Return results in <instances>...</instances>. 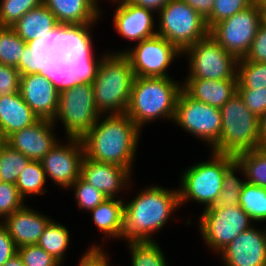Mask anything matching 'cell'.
I'll use <instances>...</instances> for the list:
<instances>
[{
  "instance_id": "6da1fadb",
  "label": "cell",
  "mask_w": 266,
  "mask_h": 266,
  "mask_svg": "<svg viewBox=\"0 0 266 266\" xmlns=\"http://www.w3.org/2000/svg\"><path fill=\"white\" fill-rule=\"evenodd\" d=\"M103 54L96 58L93 43L79 44L75 63L92 81L98 112L101 115L124 114L135 77L133 69L123 53Z\"/></svg>"
},
{
  "instance_id": "7a4b0ae2",
  "label": "cell",
  "mask_w": 266,
  "mask_h": 266,
  "mask_svg": "<svg viewBox=\"0 0 266 266\" xmlns=\"http://www.w3.org/2000/svg\"><path fill=\"white\" fill-rule=\"evenodd\" d=\"M140 135L141 130L125 113L100 115L94 126L81 138L84 155L96 162L127 168L133 173Z\"/></svg>"
},
{
  "instance_id": "3957f363",
  "label": "cell",
  "mask_w": 266,
  "mask_h": 266,
  "mask_svg": "<svg viewBox=\"0 0 266 266\" xmlns=\"http://www.w3.org/2000/svg\"><path fill=\"white\" fill-rule=\"evenodd\" d=\"M180 206L179 190L146 187L124 203L123 238L127 242L156 241L152 236L166 226Z\"/></svg>"
},
{
  "instance_id": "277c9868",
  "label": "cell",
  "mask_w": 266,
  "mask_h": 266,
  "mask_svg": "<svg viewBox=\"0 0 266 266\" xmlns=\"http://www.w3.org/2000/svg\"><path fill=\"white\" fill-rule=\"evenodd\" d=\"M90 77L74 63L60 85L58 109L52 122H62L66 138L81 139L100 117ZM58 119V120H57Z\"/></svg>"
},
{
  "instance_id": "5b68a950",
  "label": "cell",
  "mask_w": 266,
  "mask_h": 266,
  "mask_svg": "<svg viewBox=\"0 0 266 266\" xmlns=\"http://www.w3.org/2000/svg\"><path fill=\"white\" fill-rule=\"evenodd\" d=\"M75 58H42L21 71L19 93L40 119L53 120L58 109L59 89Z\"/></svg>"
},
{
  "instance_id": "8992f818",
  "label": "cell",
  "mask_w": 266,
  "mask_h": 266,
  "mask_svg": "<svg viewBox=\"0 0 266 266\" xmlns=\"http://www.w3.org/2000/svg\"><path fill=\"white\" fill-rule=\"evenodd\" d=\"M181 90L182 81L179 83L171 77H134L125 114L141 131L145 124L156 119L173 121Z\"/></svg>"
},
{
  "instance_id": "52a82bcc",
  "label": "cell",
  "mask_w": 266,
  "mask_h": 266,
  "mask_svg": "<svg viewBox=\"0 0 266 266\" xmlns=\"http://www.w3.org/2000/svg\"><path fill=\"white\" fill-rule=\"evenodd\" d=\"M12 28L43 58H74L79 47L43 3L25 13Z\"/></svg>"
},
{
  "instance_id": "ba28073f",
  "label": "cell",
  "mask_w": 266,
  "mask_h": 266,
  "mask_svg": "<svg viewBox=\"0 0 266 266\" xmlns=\"http://www.w3.org/2000/svg\"><path fill=\"white\" fill-rule=\"evenodd\" d=\"M210 153V160L190 165L179 176L180 206L193 201L204 205L206 209L217 201L225 171L235 161V156L211 151Z\"/></svg>"
},
{
  "instance_id": "9c48e42d",
  "label": "cell",
  "mask_w": 266,
  "mask_h": 266,
  "mask_svg": "<svg viewBox=\"0 0 266 266\" xmlns=\"http://www.w3.org/2000/svg\"><path fill=\"white\" fill-rule=\"evenodd\" d=\"M222 129L212 152L236 156L259 147V118L237 92L221 108Z\"/></svg>"
},
{
  "instance_id": "30bf717a",
  "label": "cell",
  "mask_w": 266,
  "mask_h": 266,
  "mask_svg": "<svg viewBox=\"0 0 266 266\" xmlns=\"http://www.w3.org/2000/svg\"><path fill=\"white\" fill-rule=\"evenodd\" d=\"M158 13L157 35L181 52L209 34L205 19L183 0H171Z\"/></svg>"
},
{
  "instance_id": "8fae6325",
  "label": "cell",
  "mask_w": 266,
  "mask_h": 266,
  "mask_svg": "<svg viewBox=\"0 0 266 266\" xmlns=\"http://www.w3.org/2000/svg\"><path fill=\"white\" fill-rule=\"evenodd\" d=\"M184 54L189 62L184 79L238 80V59L210 34L183 50Z\"/></svg>"
},
{
  "instance_id": "7c38bea8",
  "label": "cell",
  "mask_w": 266,
  "mask_h": 266,
  "mask_svg": "<svg viewBox=\"0 0 266 266\" xmlns=\"http://www.w3.org/2000/svg\"><path fill=\"white\" fill-rule=\"evenodd\" d=\"M198 219L199 233L205 245L215 254H219L241 232L254 225L239 205L225 208L208 207L203 209Z\"/></svg>"
},
{
  "instance_id": "4fadbf2b",
  "label": "cell",
  "mask_w": 266,
  "mask_h": 266,
  "mask_svg": "<svg viewBox=\"0 0 266 266\" xmlns=\"http://www.w3.org/2000/svg\"><path fill=\"white\" fill-rule=\"evenodd\" d=\"M261 24V9L255 0L249 7L216 23L209 34L237 59L244 58Z\"/></svg>"
},
{
  "instance_id": "5bb4252c",
  "label": "cell",
  "mask_w": 266,
  "mask_h": 266,
  "mask_svg": "<svg viewBox=\"0 0 266 266\" xmlns=\"http://www.w3.org/2000/svg\"><path fill=\"white\" fill-rule=\"evenodd\" d=\"M174 124L209 145L211 149L221 135V110L194 100L183 89L178 95ZM199 137V138H198Z\"/></svg>"
},
{
  "instance_id": "9a60e30c",
  "label": "cell",
  "mask_w": 266,
  "mask_h": 266,
  "mask_svg": "<svg viewBox=\"0 0 266 266\" xmlns=\"http://www.w3.org/2000/svg\"><path fill=\"white\" fill-rule=\"evenodd\" d=\"M131 48L110 53H123L130 61L135 77L169 78L168 68L182 52L165 38L156 35Z\"/></svg>"
},
{
  "instance_id": "2e32d148",
  "label": "cell",
  "mask_w": 266,
  "mask_h": 266,
  "mask_svg": "<svg viewBox=\"0 0 266 266\" xmlns=\"http://www.w3.org/2000/svg\"><path fill=\"white\" fill-rule=\"evenodd\" d=\"M43 4L78 44L93 43L91 29L103 12L90 0H43Z\"/></svg>"
},
{
  "instance_id": "e0dca14e",
  "label": "cell",
  "mask_w": 266,
  "mask_h": 266,
  "mask_svg": "<svg viewBox=\"0 0 266 266\" xmlns=\"http://www.w3.org/2000/svg\"><path fill=\"white\" fill-rule=\"evenodd\" d=\"M68 141L56 145L40 160L46 179L56 186L68 190L80 177L81 161L84 156L82 139L66 138Z\"/></svg>"
},
{
  "instance_id": "ac0fdd59",
  "label": "cell",
  "mask_w": 266,
  "mask_h": 266,
  "mask_svg": "<svg viewBox=\"0 0 266 266\" xmlns=\"http://www.w3.org/2000/svg\"><path fill=\"white\" fill-rule=\"evenodd\" d=\"M218 255L224 266H266V227L251 226Z\"/></svg>"
},
{
  "instance_id": "d6986e66",
  "label": "cell",
  "mask_w": 266,
  "mask_h": 266,
  "mask_svg": "<svg viewBox=\"0 0 266 266\" xmlns=\"http://www.w3.org/2000/svg\"><path fill=\"white\" fill-rule=\"evenodd\" d=\"M111 3L118 4L113 15V26L122 38L138 43L157 35L154 11L127 0H113Z\"/></svg>"
},
{
  "instance_id": "ffe728a7",
  "label": "cell",
  "mask_w": 266,
  "mask_h": 266,
  "mask_svg": "<svg viewBox=\"0 0 266 266\" xmlns=\"http://www.w3.org/2000/svg\"><path fill=\"white\" fill-rule=\"evenodd\" d=\"M127 168L116 164L96 162L85 155L81 161L80 177L91 186L101 191L107 198H120L118 193L131 188L132 177ZM131 181V182H130Z\"/></svg>"
},
{
  "instance_id": "44dd1931",
  "label": "cell",
  "mask_w": 266,
  "mask_h": 266,
  "mask_svg": "<svg viewBox=\"0 0 266 266\" xmlns=\"http://www.w3.org/2000/svg\"><path fill=\"white\" fill-rule=\"evenodd\" d=\"M52 120L39 119L33 125L14 132L6 143L31 160H41L59 142Z\"/></svg>"
},
{
  "instance_id": "7402d4cb",
  "label": "cell",
  "mask_w": 266,
  "mask_h": 266,
  "mask_svg": "<svg viewBox=\"0 0 266 266\" xmlns=\"http://www.w3.org/2000/svg\"><path fill=\"white\" fill-rule=\"evenodd\" d=\"M52 219L35 211L29 205L7 216L1 223L7 228L10 237L19 248L39 242L46 226Z\"/></svg>"
},
{
  "instance_id": "603a6c76",
  "label": "cell",
  "mask_w": 266,
  "mask_h": 266,
  "mask_svg": "<svg viewBox=\"0 0 266 266\" xmlns=\"http://www.w3.org/2000/svg\"><path fill=\"white\" fill-rule=\"evenodd\" d=\"M42 58L12 27L0 26V64L24 70L35 66Z\"/></svg>"
},
{
  "instance_id": "cb8c5ba5",
  "label": "cell",
  "mask_w": 266,
  "mask_h": 266,
  "mask_svg": "<svg viewBox=\"0 0 266 266\" xmlns=\"http://www.w3.org/2000/svg\"><path fill=\"white\" fill-rule=\"evenodd\" d=\"M185 80L182 89L191 98L219 109L237 93L238 80Z\"/></svg>"
},
{
  "instance_id": "d4e9b609",
  "label": "cell",
  "mask_w": 266,
  "mask_h": 266,
  "mask_svg": "<svg viewBox=\"0 0 266 266\" xmlns=\"http://www.w3.org/2000/svg\"><path fill=\"white\" fill-rule=\"evenodd\" d=\"M39 119L19 92L0 95V129L5 139Z\"/></svg>"
},
{
  "instance_id": "484cf974",
  "label": "cell",
  "mask_w": 266,
  "mask_h": 266,
  "mask_svg": "<svg viewBox=\"0 0 266 266\" xmlns=\"http://www.w3.org/2000/svg\"><path fill=\"white\" fill-rule=\"evenodd\" d=\"M124 203L121 198H107L89 211L95 226L103 233V239L123 238Z\"/></svg>"
},
{
  "instance_id": "4316f807",
  "label": "cell",
  "mask_w": 266,
  "mask_h": 266,
  "mask_svg": "<svg viewBox=\"0 0 266 266\" xmlns=\"http://www.w3.org/2000/svg\"><path fill=\"white\" fill-rule=\"evenodd\" d=\"M235 160L247 183L266 188V148L242 152L235 156Z\"/></svg>"
},
{
  "instance_id": "83f0119b",
  "label": "cell",
  "mask_w": 266,
  "mask_h": 266,
  "mask_svg": "<svg viewBox=\"0 0 266 266\" xmlns=\"http://www.w3.org/2000/svg\"><path fill=\"white\" fill-rule=\"evenodd\" d=\"M67 228L52 219L37 243L61 264H64L65 254L70 244V232Z\"/></svg>"
},
{
  "instance_id": "f1b7e54d",
  "label": "cell",
  "mask_w": 266,
  "mask_h": 266,
  "mask_svg": "<svg viewBox=\"0 0 266 266\" xmlns=\"http://www.w3.org/2000/svg\"><path fill=\"white\" fill-rule=\"evenodd\" d=\"M47 180L41 161L31 160L20 173L15 185L20 196L26 199V196L46 193L48 191L45 188Z\"/></svg>"
},
{
  "instance_id": "f546056e",
  "label": "cell",
  "mask_w": 266,
  "mask_h": 266,
  "mask_svg": "<svg viewBox=\"0 0 266 266\" xmlns=\"http://www.w3.org/2000/svg\"><path fill=\"white\" fill-rule=\"evenodd\" d=\"M239 206L255 222L266 221V188L245 183L239 197Z\"/></svg>"
},
{
  "instance_id": "4dcf8cb0",
  "label": "cell",
  "mask_w": 266,
  "mask_h": 266,
  "mask_svg": "<svg viewBox=\"0 0 266 266\" xmlns=\"http://www.w3.org/2000/svg\"><path fill=\"white\" fill-rule=\"evenodd\" d=\"M132 266H168L158 241L126 242Z\"/></svg>"
},
{
  "instance_id": "1f68e13d",
  "label": "cell",
  "mask_w": 266,
  "mask_h": 266,
  "mask_svg": "<svg viewBox=\"0 0 266 266\" xmlns=\"http://www.w3.org/2000/svg\"><path fill=\"white\" fill-rule=\"evenodd\" d=\"M239 164L235 160L225 171L222 182L221 193L215 204L209 208H225L239 205V197L246 180H241L239 174Z\"/></svg>"
},
{
  "instance_id": "d6a6232c",
  "label": "cell",
  "mask_w": 266,
  "mask_h": 266,
  "mask_svg": "<svg viewBox=\"0 0 266 266\" xmlns=\"http://www.w3.org/2000/svg\"><path fill=\"white\" fill-rule=\"evenodd\" d=\"M31 161L6 142L0 147V176L3 182L15 184L20 173Z\"/></svg>"
},
{
  "instance_id": "836d02e7",
  "label": "cell",
  "mask_w": 266,
  "mask_h": 266,
  "mask_svg": "<svg viewBox=\"0 0 266 266\" xmlns=\"http://www.w3.org/2000/svg\"><path fill=\"white\" fill-rule=\"evenodd\" d=\"M237 89H256L266 87V63L238 59Z\"/></svg>"
},
{
  "instance_id": "e575fe53",
  "label": "cell",
  "mask_w": 266,
  "mask_h": 266,
  "mask_svg": "<svg viewBox=\"0 0 266 266\" xmlns=\"http://www.w3.org/2000/svg\"><path fill=\"white\" fill-rule=\"evenodd\" d=\"M0 26L12 27L25 13L39 7L43 0H0Z\"/></svg>"
},
{
  "instance_id": "d590c367",
  "label": "cell",
  "mask_w": 266,
  "mask_h": 266,
  "mask_svg": "<svg viewBox=\"0 0 266 266\" xmlns=\"http://www.w3.org/2000/svg\"><path fill=\"white\" fill-rule=\"evenodd\" d=\"M69 188L68 190L74 189V197L79 210L83 209L89 212L107 199L101 191L85 182L81 177Z\"/></svg>"
},
{
  "instance_id": "8d00e7d4",
  "label": "cell",
  "mask_w": 266,
  "mask_h": 266,
  "mask_svg": "<svg viewBox=\"0 0 266 266\" xmlns=\"http://www.w3.org/2000/svg\"><path fill=\"white\" fill-rule=\"evenodd\" d=\"M255 0H215L212 13L205 20L210 30L216 23L249 7Z\"/></svg>"
},
{
  "instance_id": "74e56055",
  "label": "cell",
  "mask_w": 266,
  "mask_h": 266,
  "mask_svg": "<svg viewBox=\"0 0 266 266\" xmlns=\"http://www.w3.org/2000/svg\"><path fill=\"white\" fill-rule=\"evenodd\" d=\"M24 202L15 184L0 183V222L21 209L25 205Z\"/></svg>"
},
{
  "instance_id": "f35d334b",
  "label": "cell",
  "mask_w": 266,
  "mask_h": 266,
  "mask_svg": "<svg viewBox=\"0 0 266 266\" xmlns=\"http://www.w3.org/2000/svg\"><path fill=\"white\" fill-rule=\"evenodd\" d=\"M17 253L24 266H61L62 264L38 244L19 247Z\"/></svg>"
},
{
  "instance_id": "ab89813d",
  "label": "cell",
  "mask_w": 266,
  "mask_h": 266,
  "mask_svg": "<svg viewBox=\"0 0 266 266\" xmlns=\"http://www.w3.org/2000/svg\"><path fill=\"white\" fill-rule=\"evenodd\" d=\"M246 107L258 118L266 111V87L256 89H237Z\"/></svg>"
},
{
  "instance_id": "60d3db41",
  "label": "cell",
  "mask_w": 266,
  "mask_h": 266,
  "mask_svg": "<svg viewBox=\"0 0 266 266\" xmlns=\"http://www.w3.org/2000/svg\"><path fill=\"white\" fill-rule=\"evenodd\" d=\"M20 69L0 64V95L19 92Z\"/></svg>"
},
{
  "instance_id": "b9f144b4",
  "label": "cell",
  "mask_w": 266,
  "mask_h": 266,
  "mask_svg": "<svg viewBox=\"0 0 266 266\" xmlns=\"http://www.w3.org/2000/svg\"><path fill=\"white\" fill-rule=\"evenodd\" d=\"M247 61L266 63V27L261 23L247 55Z\"/></svg>"
},
{
  "instance_id": "7bdbcfd3",
  "label": "cell",
  "mask_w": 266,
  "mask_h": 266,
  "mask_svg": "<svg viewBox=\"0 0 266 266\" xmlns=\"http://www.w3.org/2000/svg\"><path fill=\"white\" fill-rule=\"evenodd\" d=\"M103 246L91 245L84 255L80 258L79 266H110L108 252H105Z\"/></svg>"
},
{
  "instance_id": "ee69618b",
  "label": "cell",
  "mask_w": 266,
  "mask_h": 266,
  "mask_svg": "<svg viewBox=\"0 0 266 266\" xmlns=\"http://www.w3.org/2000/svg\"><path fill=\"white\" fill-rule=\"evenodd\" d=\"M18 247L10 237L7 228L0 222V266L17 253Z\"/></svg>"
},
{
  "instance_id": "f6af8a7d",
  "label": "cell",
  "mask_w": 266,
  "mask_h": 266,
  "mask_svg": "<svg viewBox=\"0 0 266 266\" xmlns=\"http://www.w3.org/2000/svg\"><path fill=\"white\" fill-rule=\"evenodd\" d=\"M205 20L212 13L215 0H183Z\"/></svg>"
},
{
  "instance_id": "bcb514c9",
  "label": "cell",
  "mask_w": 266,
  "mask_h": 266,
  "mask_svg": "<svg viewBox=\"0 0 266 266\" xmlns=\"http://www.w3.org/2000/svg\"><path fill=\"white\" fill-rule=\"evenodd\" d=\"M134 5L150 9L158 14V12L171 0H127ZM157 11V12H156Z\"/></svg>"
},
{
  "instance_id": "7dc6e473",
  "label": "cell",
  "mask_w": 266,
  "mask_h": 266,
  "mask_svg": "<svg viewBox=\"0 0 266 266\" xmlns=\"http://www.w3.org/2000/svg\"><path fill=\"white\" fill-rule=\"evenodd\" d=\"M259 147L266 148V111L259 117Z\"/></svg>"
},
{
  "instance_id": "c3c4849f",
  "label": "cell",
  "mask_w": 266,
  "mask_h": 266,
  "mask_svg": "<svg viewBox=\"0 0 266 266\" xmlns=\"http://www.w3.org/2000/svg\"><path fill=\"white\" fill-rule=\"evenodd\" d=\"M3 266H24L21 257L16 253Z\"/></svg>"
},
{
  "instance_id": "681fc988",
  "label": "cell",
  "mask_w": 266,
  "mask_h": 266,
  "mask_svg": "<svg viewBox=\"0 0 266 266\" xmlns=\"http://www.w3.org/2000/svg\"><path fill=\"white\" fill-rule=\"evenodd\" d=\"M261 11H266V0H256Z\"/></svg>"
},
{
  "instance_id": "f907efd6",
  "label": "cell",
  "mask_w": 266,
  "mask_h": 266,
  "mask_svg": "<svg viewBox=\"0 0 266 266\" xmlns=\"http://www.w3.org/2000/svg\"><path fill=\"white\" fill-rule=\"evenodd\" d=\"M261 23L266 27V11H261Z\"/></svg>"
},
{
  "instance_id": "816d5d0a",
  "label": "cell",
  "mask_w": 266,
  "mask_h": 266,
  "mask_svg": "<svg viewBox=\"0 0 266 266\" xmlns=\"http://www.w3.org/2000/svg\"><path fill=\"white\" fill-rule=\"evenodd\" d=\"M6 142V139L2 135L1 129H0V147Z\"/></svg>"
},
{
  "instance_id": "f5cc1de1",
  "label": "cell",
  "mask_w": 266,
  "mask_h": 266,
  "mask_svg": "<svg viewBox=\"0 0 266 266\" xmlns=\"http://www.w3.org/2000/svg\"><path fill=\"white\" fill-rule=\"evenodd\" d=\"M99 10L101 9L100 3H98L99 0H90ZM99 6V7H98Z\"/></svg>"
}]
</instances>
